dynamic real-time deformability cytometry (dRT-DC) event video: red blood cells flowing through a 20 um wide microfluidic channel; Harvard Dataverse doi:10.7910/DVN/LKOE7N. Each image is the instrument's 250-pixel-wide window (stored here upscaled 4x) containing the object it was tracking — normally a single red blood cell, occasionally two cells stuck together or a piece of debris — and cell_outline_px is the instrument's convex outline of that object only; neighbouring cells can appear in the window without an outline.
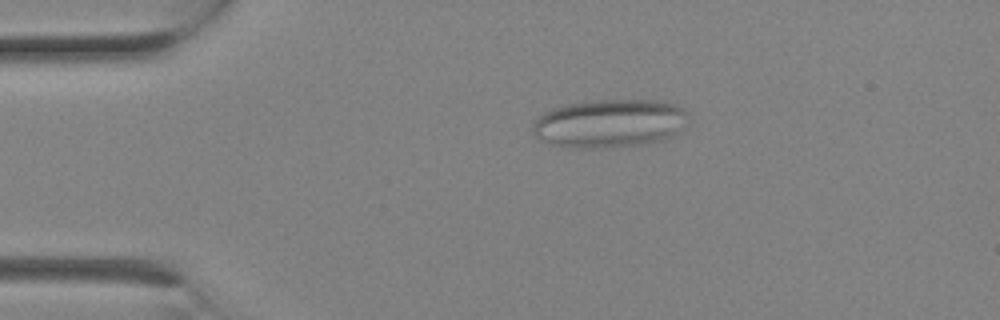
{"species": "Egyptian fruit bat (a non-hibernating species)", "species_latin": "Rousettus aegyptiacus", "temperature_condition": "room temperature", "stored_images_in_passage": 2, "camera_frame_rate_fps": 3000, "um_per_image_px": 0.085, "animal": {"sex": "female"}, "frame": {"image": 1, "passage_image": 2, "time_ms": 0.333, "image_size_px": [1000, 320], "cell_outline_px": [[688, 116], [676, 132], [672, 136], [664, 140], [644, 144], [600, 148], [564, 148], [548, 144], [536, 136], [532, 132], [532, 124], [544, 112], [552, 108], [568, 104], [596, 100], [656, 100], [676, 104], [684, 108], [688, 112]], "centroid_in_image_um": [51.78, 10.49], "position_along_channel_um": 33.2, "area_um2": 44.04}}